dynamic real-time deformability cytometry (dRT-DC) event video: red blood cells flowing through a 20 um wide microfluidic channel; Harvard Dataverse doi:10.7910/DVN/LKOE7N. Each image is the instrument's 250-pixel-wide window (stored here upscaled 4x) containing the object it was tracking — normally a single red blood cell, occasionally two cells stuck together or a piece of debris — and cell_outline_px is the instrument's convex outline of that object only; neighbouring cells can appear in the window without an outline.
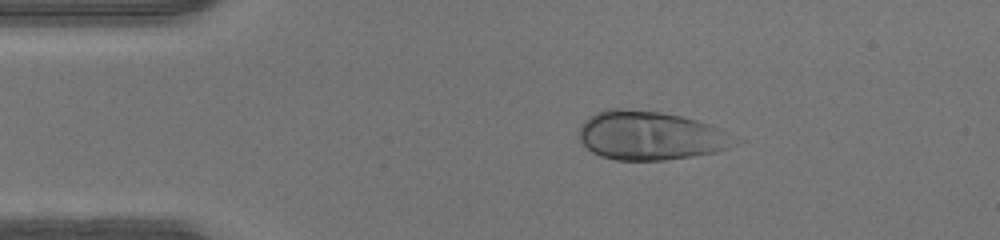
{"species": "human", "species_latin": "Homo sapiens", "temperature_condition": "warm", "stored_images_in_passage": 39, "camera_frame_rate_fps": 3000, "um_per_image_px": 0.085, "donor": {"sex": "male"}, "frame": {"image": 1, "passage_image": 1, "time_ms": 0.0, "image_size_px": [1000, 240], "cell_outline_px": [[748, 140], [728, 148], [716, 152], [692, 156], [664, 160], [616, 160], [600, 156], [592, 152], [580, 140], [580, 128], [584, 120], [588, 116], [596, 112], [608, 108], [620, 108], [660, 112], [680, 116], [696, 120], [720, 128]], "centroid_in_image_um": [55.36, 11.53], "position_along_channel_um": 29.6, "area_um2": 44.8}}
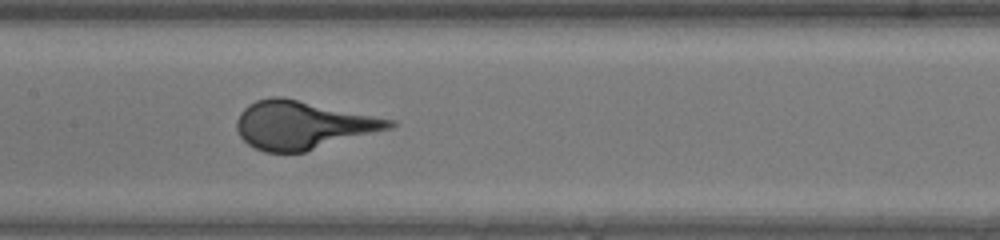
{"frame": {"image": 2, "passage_image": 15, "time_ms": 4.667, "image_size_px": [1000, 240], "cell_outline_px": [[396, 124], [392, 128], [304, 152], [264, 152], [248, 144], [240, 136], [236, 128], [236, 120], [240, 112], [248, 104], [256, 100], [272, 96], [280, 96], [396, 120]], "centroid_in_image_um": [25.71, 10.62], "position_along_channel_um": 181.7, "area_um2": 42.71}}
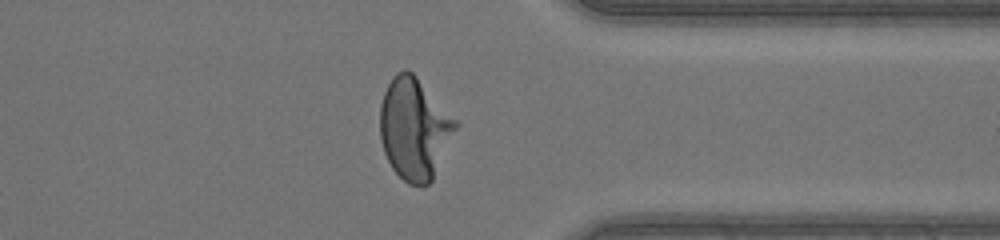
{"frame": {"image": 3, "passage_image": 29, "time_ms": 9.333, "image_size_px": [1000, 240], "cell_outline_px": [[460, 124], [432, 180], [428, 184], [420, 188], [408, 184], [392, 168], [384, 152], [380, 136], [380, 104], [384, 92], [392, 76], [396, 72], [404, 68], [412, 72], [416, 76]], "centroid_in_image_um": [35.22, 10.95], "position_along_channel_um": 376.2, "area_um2": 44.8}}